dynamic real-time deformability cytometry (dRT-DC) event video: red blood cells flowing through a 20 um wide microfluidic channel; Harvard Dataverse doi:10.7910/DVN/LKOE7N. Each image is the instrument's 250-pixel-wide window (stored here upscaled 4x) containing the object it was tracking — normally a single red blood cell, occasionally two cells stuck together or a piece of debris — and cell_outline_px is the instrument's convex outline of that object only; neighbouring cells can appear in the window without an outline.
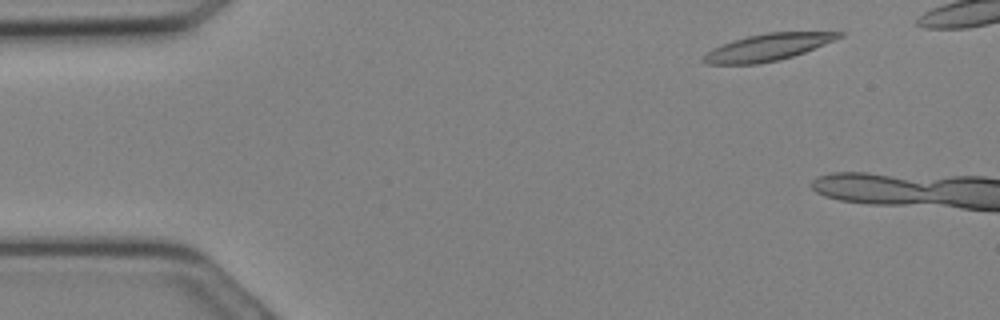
{"species": "Egyptian fruit bat (a non-hibernating species)", "species_latin": "Rousettus aegyptiacus", "temperature_condition": "cold", "stored_images_in_passage": 5, "camera_frame_rate_fps": 3000, "um_per_image_px": 0.085, "animal": {"sex": "female"}, "frame": {"image": 1, "passage_image": 3, "time_ms": 0.667, "image_size_px": [1000, 320], "cell_outline_px": [[844, 36], [804, 52], [792, 56], [776, 60], [756, 64], [708, 64], [700, 60], [700, 56], [712, 48], [748, 36], [768, 32], [844, 32]], "centroid_in_image_um": [65.21, 4.02], "position_along_channel_um": 19.8, "area_um2": 20.92}}